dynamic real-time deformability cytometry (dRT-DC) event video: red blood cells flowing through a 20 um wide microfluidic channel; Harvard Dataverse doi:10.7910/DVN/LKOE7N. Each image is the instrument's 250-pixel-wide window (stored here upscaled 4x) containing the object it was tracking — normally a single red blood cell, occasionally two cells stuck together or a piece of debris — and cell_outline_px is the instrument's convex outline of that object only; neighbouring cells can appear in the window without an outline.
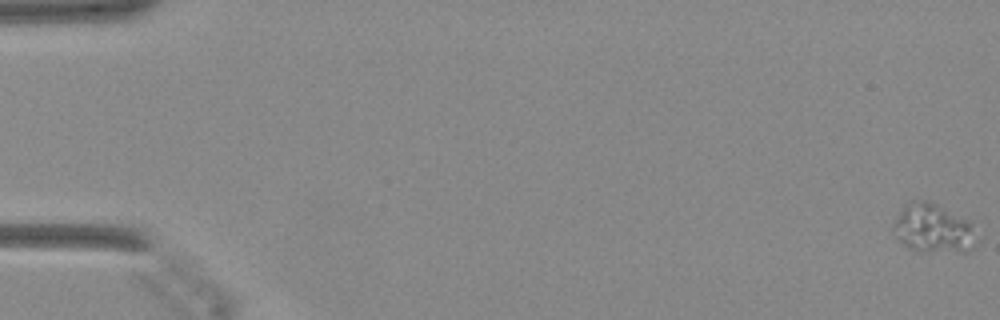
{"species": "Egyptian fruit bat (a non-hibernating species)", "species_latin": "Rousettus aegyptiacus", "temperature_condition": "warm", "stored_images_in_passage": 51, "camera_frame_rate_fps": 3000, "um_per_image_px": 0.085, "animal": {"sex": "female"}, "frame": {"image": 1, "passage_image": 1, "time_ms": 0.0, "image_size_px": [1000, 320], "cell_outline_px": [[976, 244], [968, 252], [916, 252], [908, 248], [900, 240], [892, 228], [892, 224], [900, 212], [904, 208], [920, 200], [924, 200], [936, 204], [968, 220]], "centroid_in_image_um": [79.31, 19.48], "position_along_channel_um": 5.7, "area_um2": 23.12}}
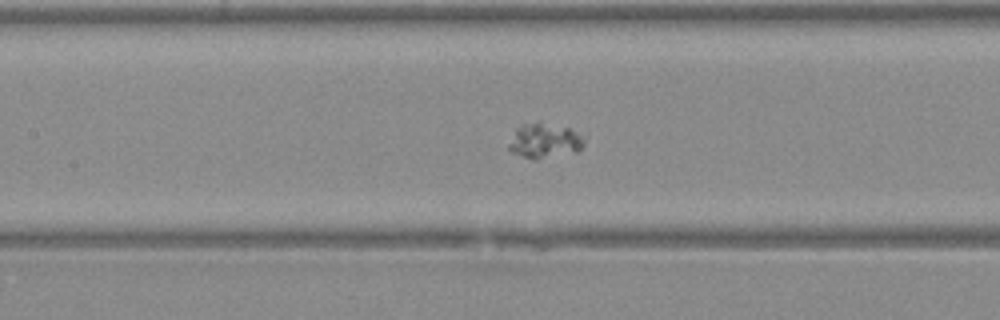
{"frame": {"image": 2, "passage_image": 24, "time_ms": 7.667, "image_size_px": [1000, 320], "cell_outline_px": [[584, 144], [580, 152], [536, 160], [512, 152], [508, 148], [508, 144], [516, 128], [520, 124], [540, 120], [568, 128], [584, 140]], "centroid_in_image_um": [46.26, 11.95], "position_along_channel_um": 161.1, "area_um2": 15.55}}
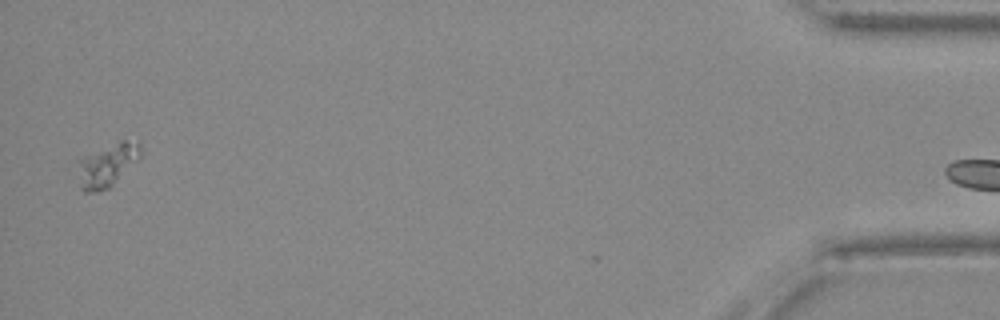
{"frame": {"image": 3, "passage_image": 49, "time_ms": 16.0, "image_size_px": [1000, 320], "cell_outline_px": [[140, 156], [108, 188], [96, 192], [84, 192], [80, 188], [80, 160], [120, 140], [124, 140], [140, 144]], "centroid_in_image_um": [9.12, 14.06], "position_along_channel_um": 426.1, "area_um2": 14.57}}